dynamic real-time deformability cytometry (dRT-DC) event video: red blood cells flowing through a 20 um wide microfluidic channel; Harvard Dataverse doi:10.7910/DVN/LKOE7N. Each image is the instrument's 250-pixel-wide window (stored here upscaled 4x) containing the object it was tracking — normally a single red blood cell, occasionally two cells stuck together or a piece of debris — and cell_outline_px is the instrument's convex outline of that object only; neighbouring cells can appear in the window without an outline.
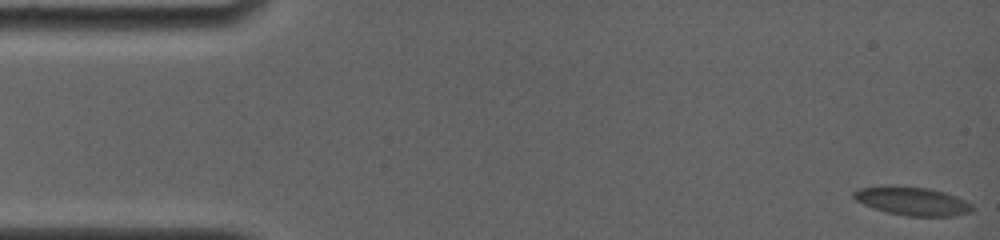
{"species": "common noctule bat (a hibernating species)", "species_latin": "Nyctalus noctula", "temperature_condition": "room temperature", "stored_images_in_passage": 68, "camera_frame_rate_fps": 4000, "um_per_image_px": 0.085, "animal": {"sex": "female", "body_mass_g": 19.0, "forearm_length_mm": 56.7}, "frame": {"image": 1, "passage_image": 1, "time_ms": 0.0, "image_size_px": [1000, 240], "cell_outline_px": [[972, 212], [952, 216], [908, 216], [888, 212], [864, 204], [856, 200], [852, 196], [852, 192], [860, 188], [884, 184], [888, 184], [928, 188], [944, 192], [956, 196], [972, 204]], "centroid_in_image_um": [77.52, 17.07], "position_along_channel_um": 7.5, "area_um2": 19.77}}
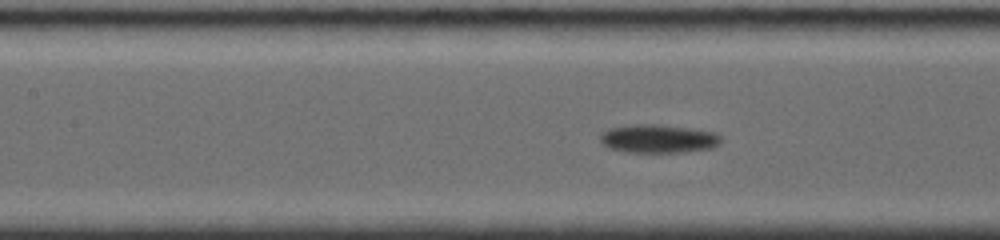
{"frame": {"image": 2, "passage_image": 30, "time_ms": 7.25, "image_size_px": [1000, 240], "cell_outline_px": [[720, 144], [712, 148], [680, 152], [628, 152], [608, 148], [600, 140], [600, 132], [608, 128], [632, 124], [660, 124], [716, 132], [720, 136]], "centroid_in_image_um": [55.92, 11.78], "position_along_channel_um": 151.5, "area_um2": 20.11}}
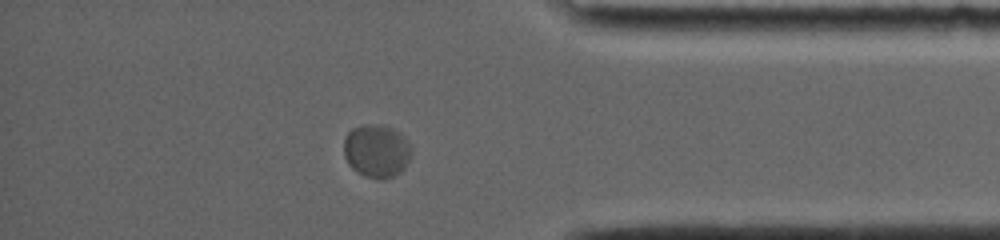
{"frame": {"image": 3, "passage_image": 58, "time_ms": 14.25, "image_size_px": [1000, 240], "cell_outline_px": [[412, 156], [404, 168], [400, 172], [384, 180], [376, 180], [364, 176], [356, 172], [348, 164], [344, 156], [344, 140], [348, 132], [352, 128], [364, 124], [380, 124], [392, 128], [400, 132], [412, 144]], "centroid_in_image_um": [32.03, 12.83], "position_along_channel_um": 403.2, "area_um2": 21.5}, "authors_computed_cell_mechanics": {"area_um2": 19.074, "velocity_mm_per_s": 3.7185, "shape_relaxation_time_tau1_ms": 5.9742, "shape_relaxation_time_tau2_ms": null, "deformation_change_tau1": 0.1223, "deformation_change_tau2": null}}